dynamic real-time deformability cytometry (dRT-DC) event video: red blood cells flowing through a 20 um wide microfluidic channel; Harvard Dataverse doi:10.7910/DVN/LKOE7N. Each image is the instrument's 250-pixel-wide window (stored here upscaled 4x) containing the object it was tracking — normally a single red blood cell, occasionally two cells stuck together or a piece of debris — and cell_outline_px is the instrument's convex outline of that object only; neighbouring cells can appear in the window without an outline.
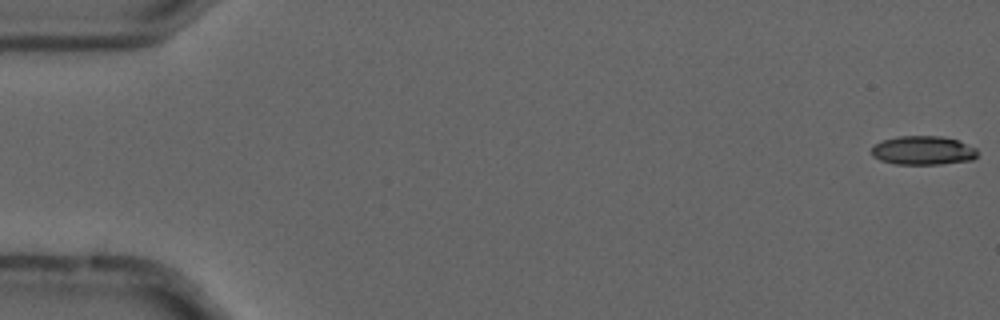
{"species": "common noctule bat (a hibernating species)", "species_latin": "Nyctalus noctula", "temperature_condition": "cold", "stored_images_in_passage": 7, "camera_frame_rate_fps": 3000, "um_per_image_px": 0.085, "animal": {"sex": "male", "forearm_length_mm": 52.5}, "frame": {"image": 1, "passage_image": 1, "time_ms": 0.0, "image_size_px": [1000, 320], "cell_outline_px": [[976, 156], [972, 160], [940, 164], [896, 164], [880, 160], [872, 156], [872, 148], [880, 140], [900, 136], [940, 136], [956, 140], [976, 148]], "centroid_in_image_um": [78.43, 12.79], "position_along_channel_um": 6.6, "area_um2": 17.69}}
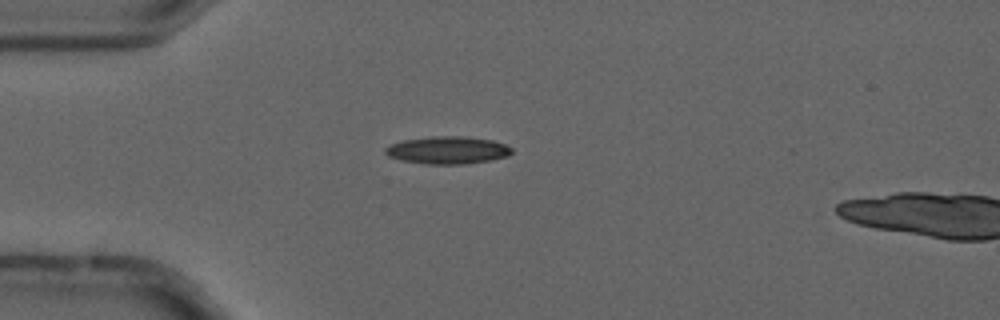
{"frame": {"image": 2, "passage_image": 5, "time_ms": 1.333, "image_size_px": [1000, 320], "cell_outline_px": [[512, 152], [508, 156], [492, 160], [464, 164], [424, 164], [400, 160], [388, 156], [384, 152], [384, 148], [388, 144], [404, 140], [432, 136], [460, 136], [492, 140], [504, 144], [512, 148]], "centroid_in_image_um": [38.01, 12.77], "position_along_channel_um": 47.0, "area_um2": 20.4}}